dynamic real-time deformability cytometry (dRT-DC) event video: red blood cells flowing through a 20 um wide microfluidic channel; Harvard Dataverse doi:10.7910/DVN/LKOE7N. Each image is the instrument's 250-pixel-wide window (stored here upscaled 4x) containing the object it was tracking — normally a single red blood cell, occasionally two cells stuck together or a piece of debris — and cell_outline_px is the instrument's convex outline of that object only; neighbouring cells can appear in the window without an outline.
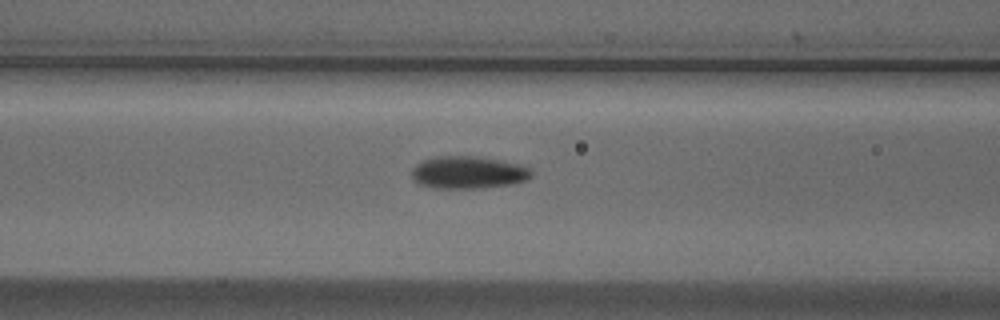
{"species": "Egyptian fruit bat (a non-hibernating species)", "species_latin": "Rousettus aegyptiacus", "temperature_condition": "cold", "stored_images_in_passage": 16, "camera_frame_rate_fps": 3000, "um_per_image_px": 0.085, "animal": {"sex": "male"}, "frame": {"image": 1, "passage_image": 14, "time_ms": 4.333, "image_size_px": [1000, 320], "cell_outline_px": [[532, 176], [524, 180], [512, 184], [480, 188], [436, 188], [420, 184], [412, 176], [412, 168], [416, 164], [424, 160], [436, 156], [472, 156], [520, 164], [532, 168]], "centroid_in_image_um": [39.81, 14.66], "position_along_channel_um": 126.8, "area_um2": 22.43}}